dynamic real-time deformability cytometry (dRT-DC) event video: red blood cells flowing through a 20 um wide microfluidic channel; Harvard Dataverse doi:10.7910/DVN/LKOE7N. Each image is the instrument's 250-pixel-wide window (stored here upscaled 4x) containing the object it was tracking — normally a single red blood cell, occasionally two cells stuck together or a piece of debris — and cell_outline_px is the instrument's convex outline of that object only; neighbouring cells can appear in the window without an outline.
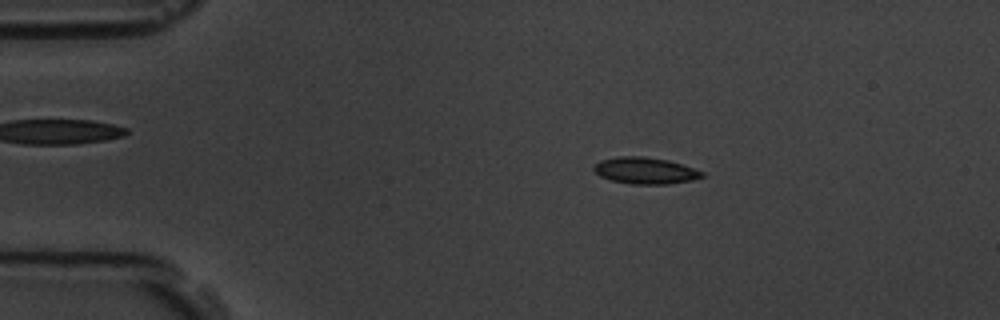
{"species": "common noctule bat (a hibernating species)", "species_latin": "Nyctalus noctula", "temperature_condition": "room temperature", "stored_images_in_passage": 7, "camera_frame_rate_fps": 3000, "um_per_image_px": 0.085, "animal": {"sex": "male", "body_mass_g": 19.5, "forearm_length_mm": 54.6}, "frame": {"image": 1, "passage_image": 2, "time_ms": 2.0, "image_size_px": [1000, 320], "cell_outline_px": [[704, 176], [692, 180], [668, 184], [632, 184], [612, 180], [600, 176], [592, 168], [600, 160], [616, 156], [644, 156], [668, 160], [704, 172]], "centroid_in_image_um": [54.83, 14.5], "position_along_channel_um": 30.2, "area_um2": 16.65}}
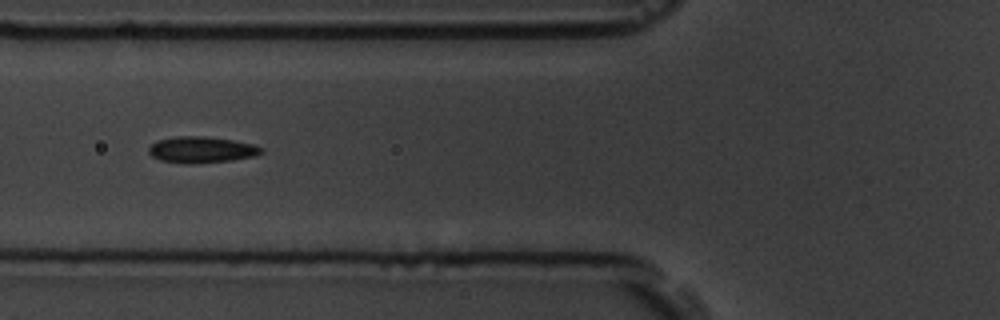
{"frame": {"image": 2, "passage_image": 5, "time_ms": 5.667, "image_size_px": [1000, 320], "cell_outline_px": [[264, 152], [256, 156], [232, 160], [192, 164], [188, 164], [160, 160], [152, 156], [148, 152], [148, 148], [156, 140], [176, 136], [204, 136], [232, 140], [252, 144], [264, 148]], "centroid_in_image_um": [17.13, 12.73], "position_along_channel_um": 108.7, "area_um2": 17.34}}
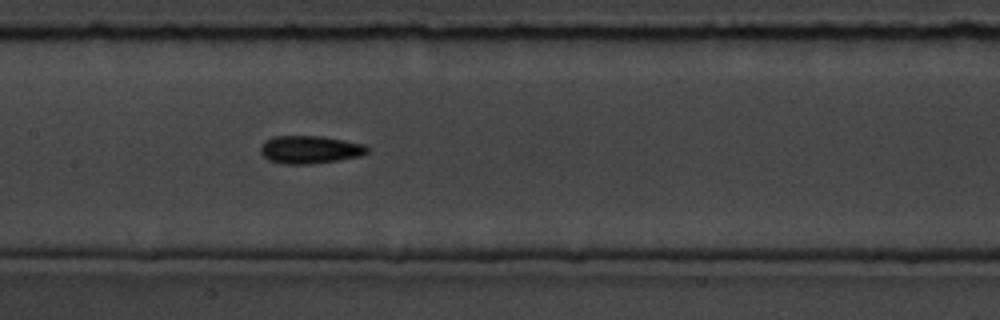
{"frame": {"image": 3, "passage_image": 7, "time_ms": 7.667, "image_size_px": [1000, 320], "cell_outline_px": [[368, 152], [360, 156], [312, 164], [280, 164], [268, 160], [260, 152], [260, 148], [264, 140], [276, 136], [324, 136], [364, 144], [368, 148]], "centroid_in_image_um": [26.31, 12.71], "position_along_channel_um": 181.1, "area_um2": 17.4}}